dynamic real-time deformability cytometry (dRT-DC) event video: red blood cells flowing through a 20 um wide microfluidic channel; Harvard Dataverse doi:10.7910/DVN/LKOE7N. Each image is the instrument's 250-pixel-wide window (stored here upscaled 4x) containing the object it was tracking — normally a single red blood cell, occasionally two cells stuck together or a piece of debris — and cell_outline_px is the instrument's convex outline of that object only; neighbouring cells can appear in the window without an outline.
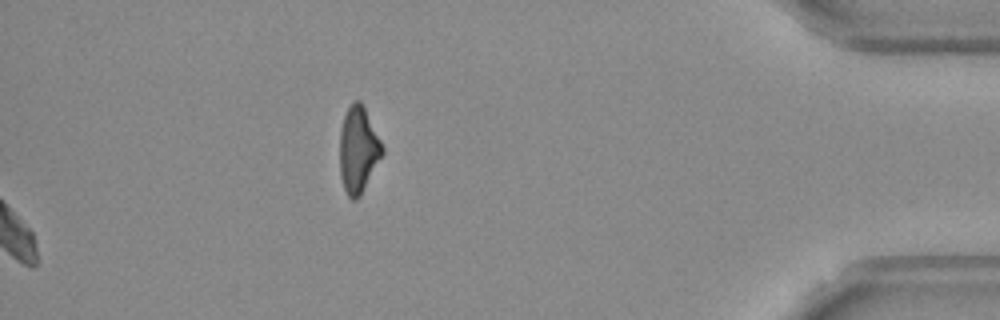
{"species": "Egyptian fruit bat (a non-hibernating species)", "species_latin": "Rousettus aegyptiacus", "temperature_condition": "warm", "stored_images_in_passage": 54, "camera_frame_rate_fps": 3000, "um_per_image_px": 0.085, "frame": {"image": 1, "passage_image": 54, "time_ms": 17.667, "image_size_px": [1000, 320], "cell_outline_px": [[384, 152], [360, 196], [356, 200], [352, 200], [348, 196], [344, 188], [340, 176], [340, 132], [344, 116], [352, 100], [360, 100], [364, 104], [384, 148]], "centroid_in_image_um": [30.45, 12.7], "position_along_channel_um": 404.7, "area_um2": 21.44}, "authors_computed_cell_mechanics": {"area_um2": 21.2993, "velocity_mm_per_s": 3.5991, "shape_relaxation_time_tau1_ms": 3.368, "shape_relaxation_time_tau2_ms": null, "deformation_change_tau1": 0.1215, "deformation_change_tau2": null}}